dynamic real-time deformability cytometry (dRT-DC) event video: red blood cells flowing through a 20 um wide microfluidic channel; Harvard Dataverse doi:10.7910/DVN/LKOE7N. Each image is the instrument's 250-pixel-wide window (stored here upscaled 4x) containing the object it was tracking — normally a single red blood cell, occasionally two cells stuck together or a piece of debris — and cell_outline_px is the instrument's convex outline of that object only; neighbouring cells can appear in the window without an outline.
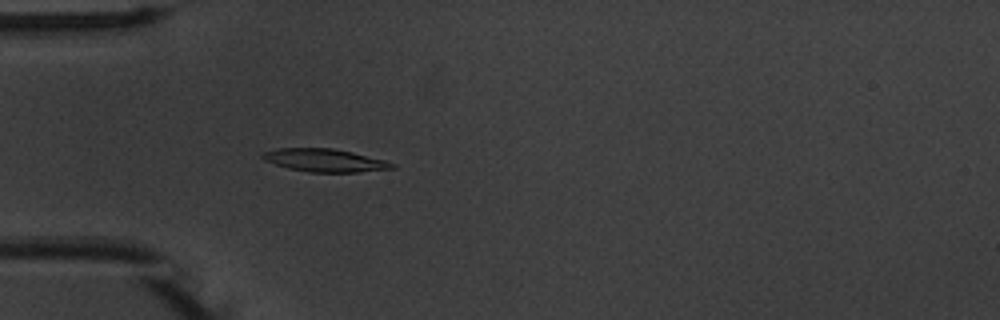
{"species": "common noctule bat (a hibernating species)", "species_latin": "Nyctalus noctula", "temperature_condition": "warm", "stored_images_in_passage": 44, "camera_frame_rate_fps": 3000, "um_per_image_px": 0.085, "animal": {"sex": "male", "body_mass_g": 20.1, "forearm_length_mm": 53.5}, "frame": {"image": 1, "passage_image": 6, "time_ms": 1.667, "image_size_px": [1000, 320], "cell_outline_px": [[396, 168], [356, 172], [308, 172], [288, 168], [264, 160], [260, 156], [264, 152], [276, 148], [332, 148], [352, 152], [384, 160], [396, 164]], "centroid_in_image_um": [27.59, 13.62], "position_along_channel_um": 57.4, "area_um2": 17.22}}
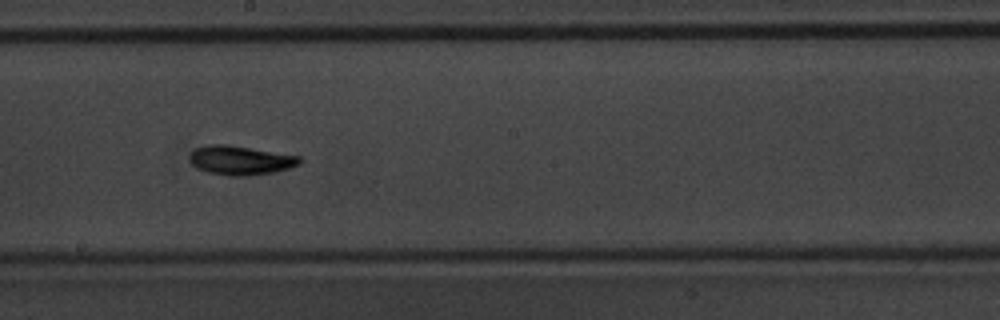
{"frame": {"image": 2, "passage_image": 20, "time_ms": 6.333, "image_size_px": [1000, 320], "cell_outline_px": [[304, 160], [300, 164], [276, 172], [248, 176], [228, 176], [208, 172], [196, 168], [188, 160], [188, 156], [196, 148], [208, 144], [224, 144], [300, 156]], "centroid_in_image_um": [20.43, 13.63], "position_along_channel_um": 227.8, "area_um2": 18.79}}
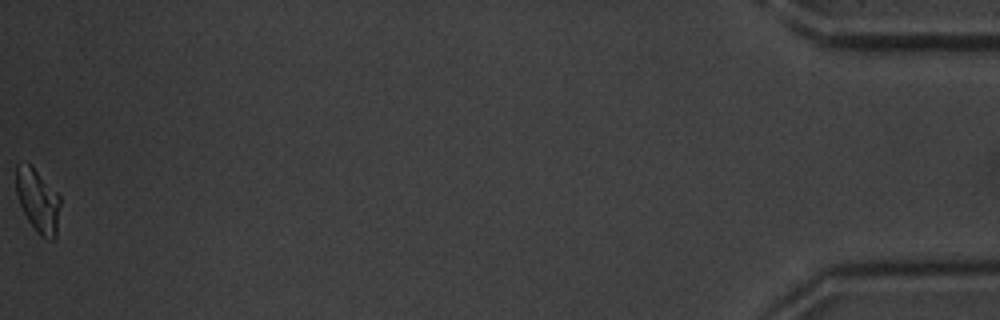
{"frame": {"image": 3, "passage_image": 44, "time_ms": 14.333, "image_size_px": [1000, 320], "cell_outline_px": [[60, 204], [56, 236], [52, 240], [48, 240], [40, 236], [36, 232], [28, 220], [20, 204], [16, 192], [16, 164], [32, 164], [60, 196]], "centroid_in_image_um": [3.22, 17.05], "position_along_channel_um": 432.0, "area_um2": 16.36}, "authors_computed_cell_mechanics": {"area_um2": 17.051, "velocity_mm_per_s": 3.7558, "shape_relaxation_time_tau1_ms": 2.5602, "shape_relaxation_time_tau2_ms": 5.8759, "deformation_change_tau1": 0.1479, "deformation_change_tau2": 0.1277}}